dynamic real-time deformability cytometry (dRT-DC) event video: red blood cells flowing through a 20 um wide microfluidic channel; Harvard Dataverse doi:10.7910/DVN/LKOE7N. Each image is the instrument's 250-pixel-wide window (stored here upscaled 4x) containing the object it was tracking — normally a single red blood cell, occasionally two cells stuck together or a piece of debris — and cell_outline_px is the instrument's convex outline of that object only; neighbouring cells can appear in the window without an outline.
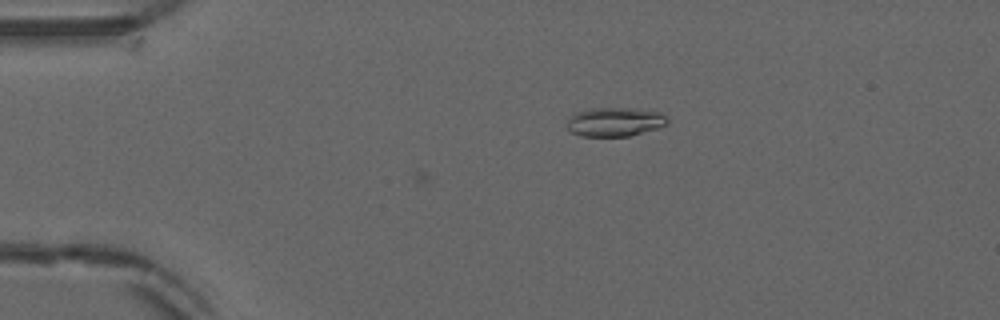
{"species": "common noctule bat (a hibernating species)", "species_latin": "Nyctalus noctula", "temperature_condition": "warm", "stored_images_in_passage": 2, "camera_frame_rate_fps": 3000, "um_per_image_px": 0.085, "animal": {"sex": "male", "forearm_length_mm": 52.5}, "frame": {"image": 1, "passage_image": 2, "time_ms": 0.333, "image_size_px": [1000, 320], "cell_outline_px": [[668, 124], [660, 128], [628, 136], [580, 136], [572, 132], [568, 128], [568, 120], [576, 112], [588, 108], [632, 108], [660, 112], [668, 120]], "centroid_in_image_um": [52.28, 10.36], "position_along_channel_um": 32.7, "area_um2": 16.94}}